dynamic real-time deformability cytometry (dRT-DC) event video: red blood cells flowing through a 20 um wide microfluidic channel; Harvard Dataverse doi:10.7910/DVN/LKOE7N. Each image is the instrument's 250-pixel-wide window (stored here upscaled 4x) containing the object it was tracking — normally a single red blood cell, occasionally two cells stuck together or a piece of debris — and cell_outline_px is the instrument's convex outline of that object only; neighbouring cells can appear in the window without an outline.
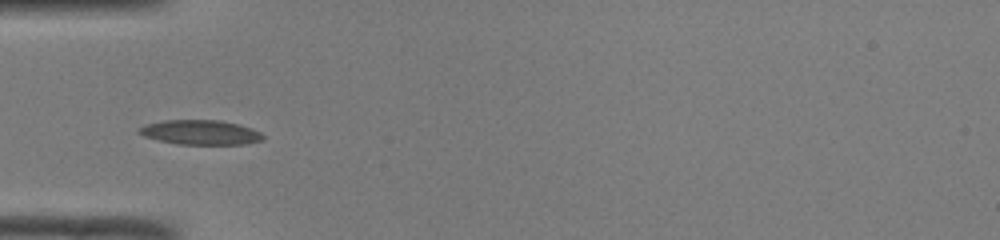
{"species": "common noctule bat (a hibernating species)", "species_latin": "Nyctalus noctula", "temperature_condition": "room temperature", "stored_images_in_passage": 43, "camera_frame_rate_fps": 3000, "um_per_image_px": 0.085, "animal": {"sex": "male", "body_mass_g": 19.0, "forearm_length_mm": 50.8}, "frame": {"image": 1, "passage_image": 9, "time_ms": 2.667, "image_size_px": [1000, 240], "cell_outline_px": [[264, 140], [244, 144], [176, 144], [144, 136], [136, 132], [136, 128], [144, 124], [164, 120], [220, 120], [252, 128], [260, 132], [264, 136]], "centroid_in_image_um": [17.0, 11.24], "position_along_channel_um": 68.0, "area_um2": 17.86}}
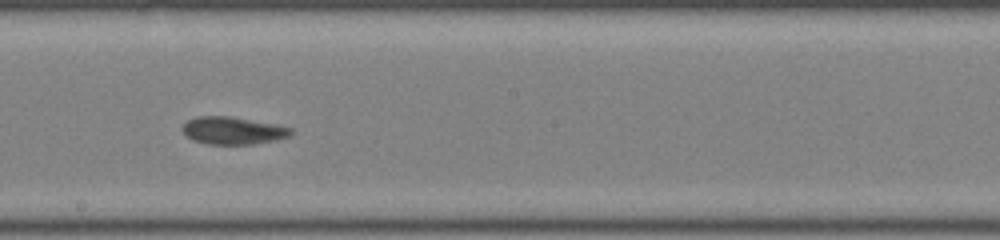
{"frame": {"image": 2, "passage_image": 21, "time_ms": 6.667, "image_size_px": [1000, 240], "cell_outline_px": [[292, 136], [276, 140], [252, 144], [208, 144], [192, 140], [180, 128], [188, 120], [196, 116], [228, 116], [276, 124], [292, 128]], "centroid_in_image_um": [19.81, 11.1], "position_along_channel_um": 228.4, "area_um2": 17.4}}
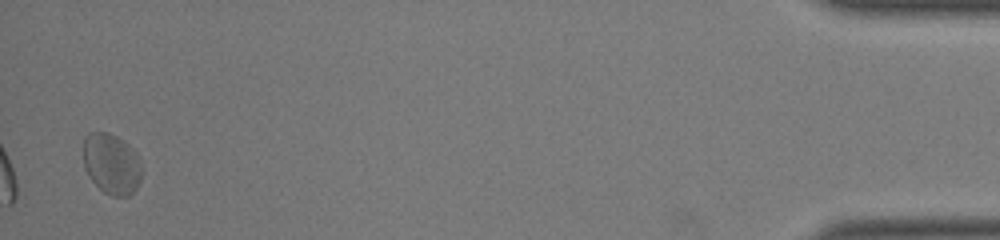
{"frame": {"image": 3, "passage_image": 42, "time_ms": 13.667, "image_size_px": [1000, 240], "cell_outline_px": [[140, 180], [136, 188], [128, 196], [112, 196], [104, 192], [88, 176], [84, 168], [84, 136], [88, 132], [108, 132], [116, 136], [128, 144], [136, 152], [140, 160]], "centroid_in_image_um": [9.46, 13.91], "position_along_channel_um": 425.7, "area_um2": 20.63}, "authors_computed_cell_mechanics": {"area_um2": 18.207, "velocity_mm_per_s": 4.0343, "shape_relaxation_time_tau1_ms": 4.2638, "shape_relaxation_time_tau2_ms": 4.5152, "deformation_change_tau1": 0.115, "deformation_change_tau2": 0.0648}}